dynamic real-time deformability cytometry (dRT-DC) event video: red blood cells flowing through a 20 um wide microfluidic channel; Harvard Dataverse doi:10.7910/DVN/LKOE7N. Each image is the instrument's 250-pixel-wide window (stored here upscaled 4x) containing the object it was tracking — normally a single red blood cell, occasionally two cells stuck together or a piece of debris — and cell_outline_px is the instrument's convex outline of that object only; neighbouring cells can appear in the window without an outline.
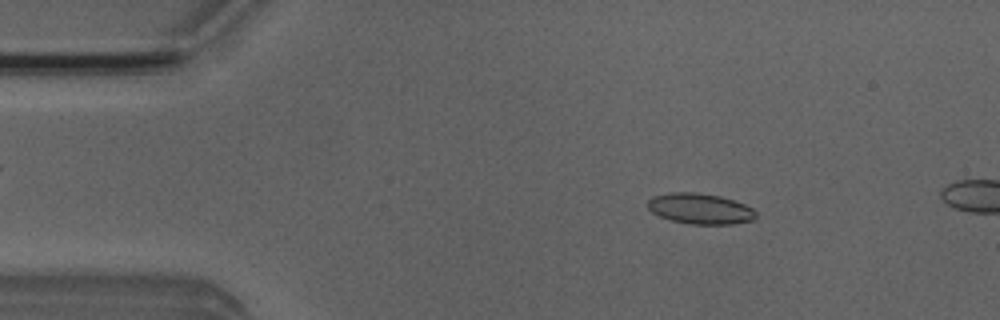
{"species": "Egyptian fruit bat (a non-hibernating species)", "species_latin": "Rousettus aegyptiacus", "temperature_condition": "room temperature", "stored_images_in_passage": 4, "camera_frame_rate_fps": 3000, "um_per_image_px": 0.085, "animal": {"sex": "male"}, "frame": {"image": 1, "passage_image": 2, "time_ms": 1.0, "image_size_px": [1000, 320], "cell_outline_px": [[756, 216], [752, 220], [732, 224], [692, 224], [672, 220], [660, 216], [652, 212], [648, 208], [648, 200], [652, 196], [668, 192], [696, 192], [720, 196], [744, 204], [752, 208], [756, 212]], "centroid_in_image_um": [59.49, 17.73], "position_along_channel_um": 25.5, "area_um2": 19.25}}